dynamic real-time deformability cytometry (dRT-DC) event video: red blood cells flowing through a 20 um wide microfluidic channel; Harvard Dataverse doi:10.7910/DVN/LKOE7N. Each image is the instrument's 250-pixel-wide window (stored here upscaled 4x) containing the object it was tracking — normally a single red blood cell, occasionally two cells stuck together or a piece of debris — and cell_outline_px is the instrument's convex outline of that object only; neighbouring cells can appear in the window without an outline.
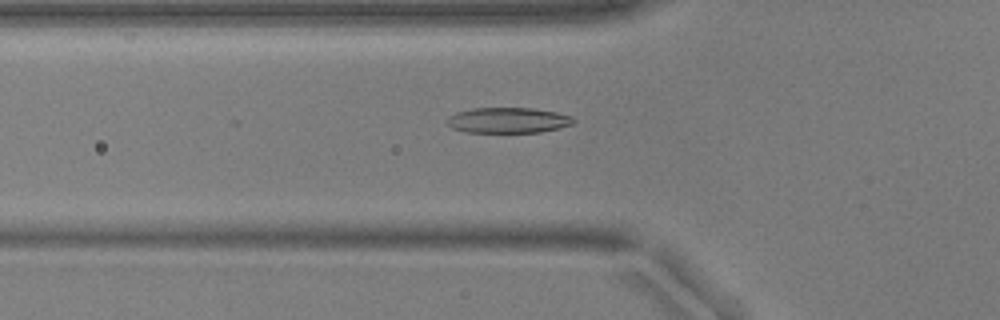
{"species": "common noctule bat (a hibernating species)", "species_latin": "Nyctalus noctula", "temperature_condition": "warm", "stored_images_in_passage": 29, "camera_frame_rate_fps": 3000, "um_per_image_px": 0.085, "animal": {"sex": "male", "body_mass_g": 17.9, "forearm_length_mm": 54.2}, "frame": {"image": 1, "passage_image": 19, "time_ms": 6.0, "image_size_px": [1000, 320], "cell_outline_px": [[576, 120], [572, 124], [560, 128], [540, 132], [464, 132], [452, 128], [444, 120], [448, 116], [456, 112], [472, 108], [532, 108], [556, 112], [572, 116]], "centroid_in_image_um": [43.16, 10.22], "position_along_channel_um": 82.6, "area_um2": 18.96}}
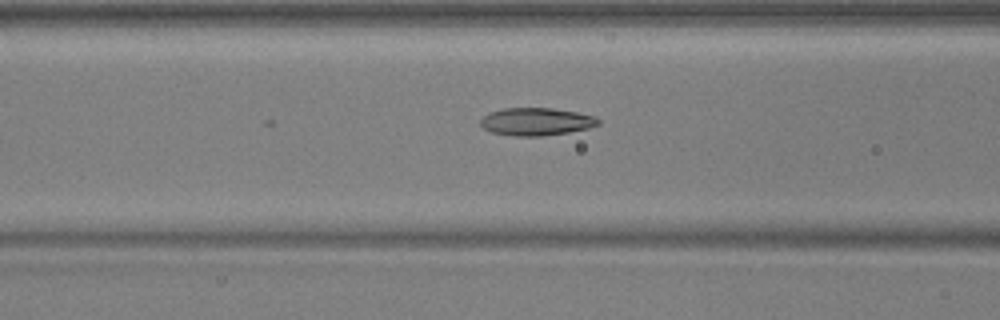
{"frame": {"image": 2, "passage_image": 22, "time_ms": 7.0, "image_size_px": [1000, 320], "cell_outline_px": [[600, 124], [588, 128], [568, 132], [540, 136], [512, 136], [492, 132], [484, 128], [480, 124], [480, 120], [488, 112], [504, 108], [552, 108], [576, 112], [592, 116], [600, 120]], "centroid_in_image_um": [45.55, 10.33], "position_along_channel_um": 121.1, "area_um2": 18.9}}
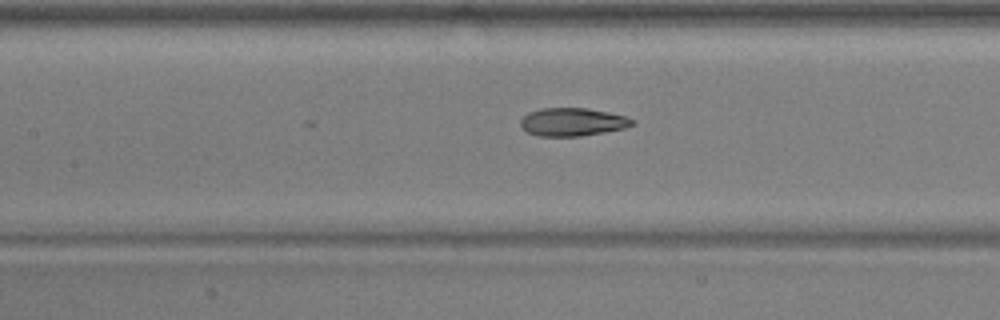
{"frame": {"image": 3, "passage_image": 25, "time_ms": 8.0, "image_size_px": [1000, 320], "cell_outline_px": [[636, 124], [624, 128], [604, 132], [580, 136], [540, 136], [528, 132], [520, 124], [520, 120], [528, 112], [540, 108], [588, 108], [608, 112], [624, 116], [636, 120]], "centroid_in_image_um": [48.68, 10.36], "position_along_channel_um": 158.7, "area_um2": 18.26}}